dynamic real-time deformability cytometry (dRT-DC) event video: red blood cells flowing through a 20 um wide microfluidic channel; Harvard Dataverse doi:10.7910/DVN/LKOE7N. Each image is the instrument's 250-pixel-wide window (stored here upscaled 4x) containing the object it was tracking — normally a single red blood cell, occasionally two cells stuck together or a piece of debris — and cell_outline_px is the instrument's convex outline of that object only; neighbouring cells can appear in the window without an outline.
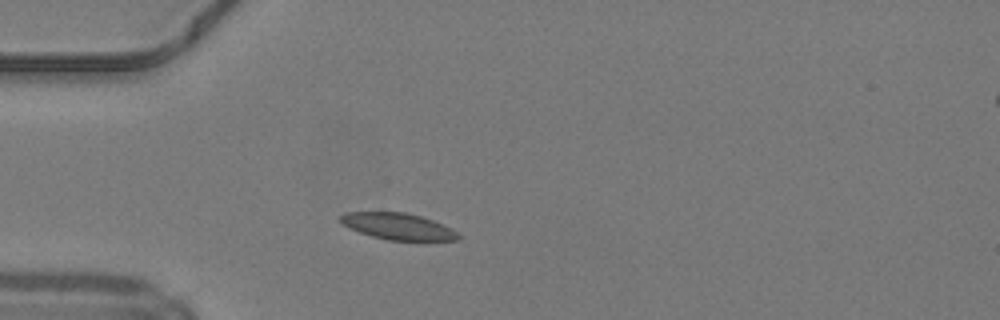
{"species": "common noctule bat (a hibernating species)", "species_latin": "Nyctalus noctula", "temperature_condition": "warm", "stored_images_in_passage": 30, "camera_frame_rate_fps": 3000, "um_per_image_px": 0.085, "animal": {"sex": "male", "body_mass_g": 19.2, "forearm_length_mm": 51.8}, "frame": {"image": 1, "passage_image": 1, "time_ms": 0.0, "image_size_px": [1000, 320], "cell_outline_px": [[460, 236], [456, 240], [388, 240], [372, 236], [360, 232], [344, 224], [340, 220], [340, 216], [344, 212], [404, 212], [420, 216], [432, 220], [456, 232]], "centroid_in_image_um": [33.79, 19.23], "position_along_channel_um": 51.2, "area_um2": 17.69}}
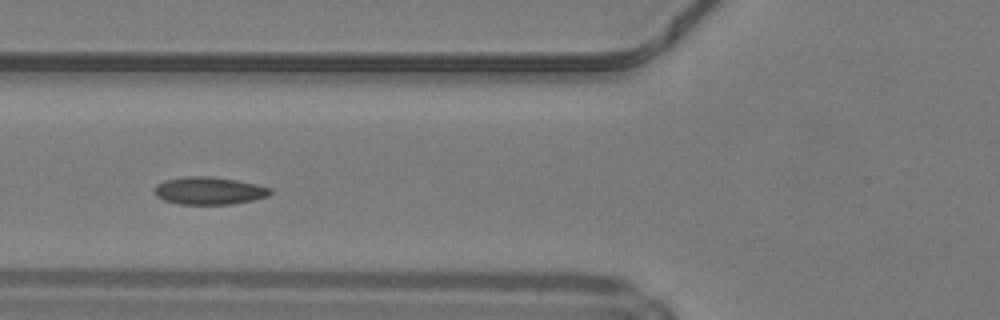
{"frame": {"image": 2, "passage_image": 6, "time_ms": 1.667, "image_size_px": [1000, 320], "cell_outline_px": [[272, 192], [268, 196], [252, 200], [232, 204], [180, 204], [164, 200], [156, 196], [156, 184], [164, 180], [188, 176], [208, 176], [236, 180], [256, 184], [272, 188]], "centroid_in_image_um": [17.79, 16.21], "position_along_channel_um": 108.0, "area_um2": 18.5}}
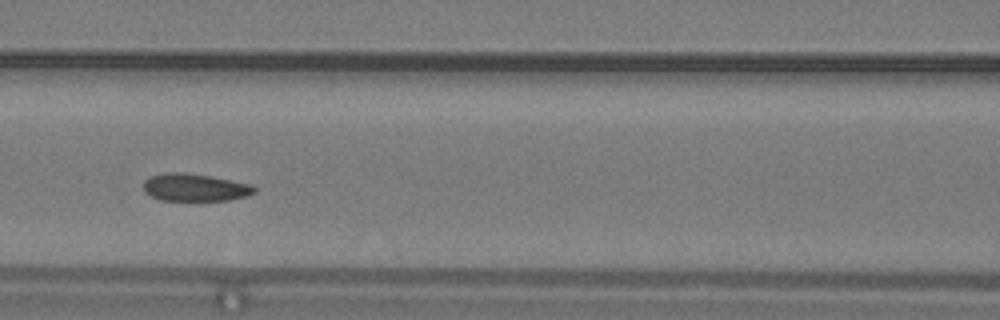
{"frame": {"image": 3, "passage_image": 9, "time_ms": 2.667, "image_size_px": [1000, 320], "cell_outline_px": [[256, 192], [244, 196], [228, 200], [164, 200], [152, 196], [144, 192], [144, 180], [152, 176], [168, 172], [184, 172], [208, 176], [252, 184], [256, 188]], "centroid_in_image_um": [16.57, 15.93], "position_along_channel_um": 150.0, "area_um2": 17.51}, "authors_computed_cell_mechanics": {"area_um2": 18.0047, "velocity_mm_per_s": 4.1645, "shape_relaxation_time_tau1_ms": 4.2197, "shape_relaxation_time_tau2_ms": 4.4788, "deformation_change_tau1": 0.0933, "deformation_change_tau2": 0.1006}}